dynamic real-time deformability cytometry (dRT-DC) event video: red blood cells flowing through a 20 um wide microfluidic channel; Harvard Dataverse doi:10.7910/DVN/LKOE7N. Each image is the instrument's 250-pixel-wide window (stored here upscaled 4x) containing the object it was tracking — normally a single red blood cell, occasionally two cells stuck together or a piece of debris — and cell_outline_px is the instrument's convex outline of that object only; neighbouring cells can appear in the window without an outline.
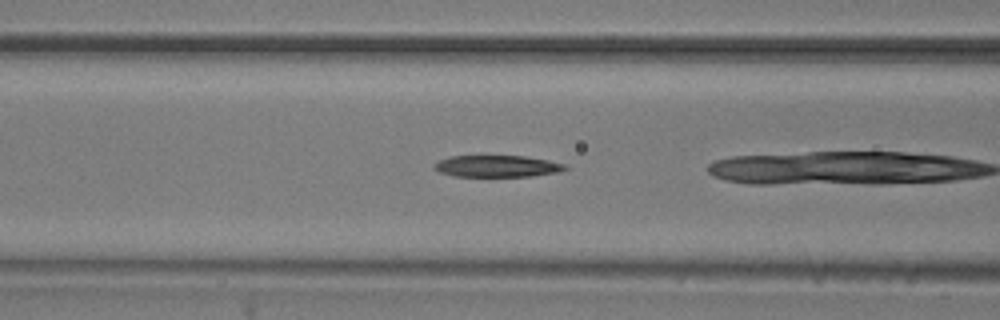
{"species": "common noctule bat (a hibernating species)", "species_latin": "Nyctalus noctula", "temperature_condition": "room temperature", "stored_images_in_passage": 17, "camera_frame_rate_fps": 3000, "um_per_image_px": 0.085, "animal": {"sex": "male", "body_mass_g": 20.5, "forearm_length_mm": 52.5}, "frame": {"image": 1, "passage_image": 12, "time_ms": 3.667, "image_size_px": [1000, 320], "cell_outline_px": [[568, 168], [560, 172], [532, 176], [452, 176], [440, 172], [432, 168], [432, 164], [440, 160], [452, 156], [524, 156], [548, 160], [564, 164]], "centroid_in_image_um": [42.24, 14.13], "position_along_channel_um": 124.4, "area_um2": 16.53}}
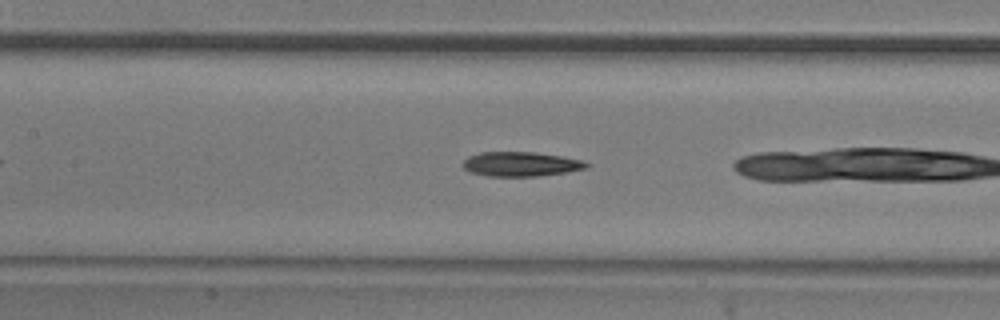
{"frame": {"image": 2, "passage_image": 15, "time_ms": 4.667, "image_size_px": [1000, 320], "cell_outline_px": [[592, 164], [588, 168], [568, 172], [536, 176], [488, 176], [472, 172], [464, 168], [460, 164], [468, 156], [480, 152], [536, 152], [564, 156], [584, 160]], "centroid_in_image_um": [44.33, 13.94], "position_along_channel_um": 163.1, "area_um2": 17.92}}